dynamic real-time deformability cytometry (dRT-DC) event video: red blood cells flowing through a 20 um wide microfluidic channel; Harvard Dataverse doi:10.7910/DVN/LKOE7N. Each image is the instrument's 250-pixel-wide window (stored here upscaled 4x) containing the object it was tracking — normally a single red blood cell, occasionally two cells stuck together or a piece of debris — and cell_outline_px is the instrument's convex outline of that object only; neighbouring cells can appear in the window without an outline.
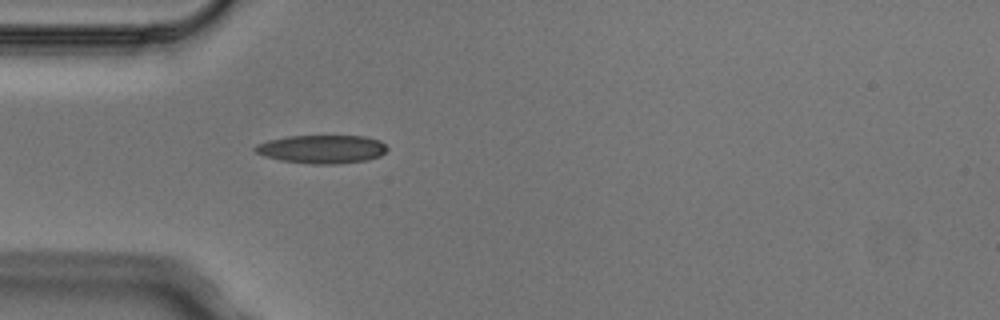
{"species": "Egyptian fruit bat (a non-hibernating species)", "species_latin": "Rousettus aegyptiacus", "temperature_condition": "cold", "stored_images_in_passage": 4, "camera_frame_rate_fps": 3000, "um_per_image_px": 0.085, "animal": {"sex": "male"}, "frame": {"image": 1, "passage_image": 4, "time_ms": 1.0, "image_size_px": [1000, 320], "cell_outline_px": [[388, 148], [380, 156], [368, 160], [336, 164], [312, 164], [280, 160], [264, 156], [256, 152], [252, 148], [256, 144], [268, 140], [288, 136], [364, 136], [380, 140]], "centroid_in_image_um": [27.35, 12.68], "position_along_channel_um": 57.6, "area_um2": 21.91}}